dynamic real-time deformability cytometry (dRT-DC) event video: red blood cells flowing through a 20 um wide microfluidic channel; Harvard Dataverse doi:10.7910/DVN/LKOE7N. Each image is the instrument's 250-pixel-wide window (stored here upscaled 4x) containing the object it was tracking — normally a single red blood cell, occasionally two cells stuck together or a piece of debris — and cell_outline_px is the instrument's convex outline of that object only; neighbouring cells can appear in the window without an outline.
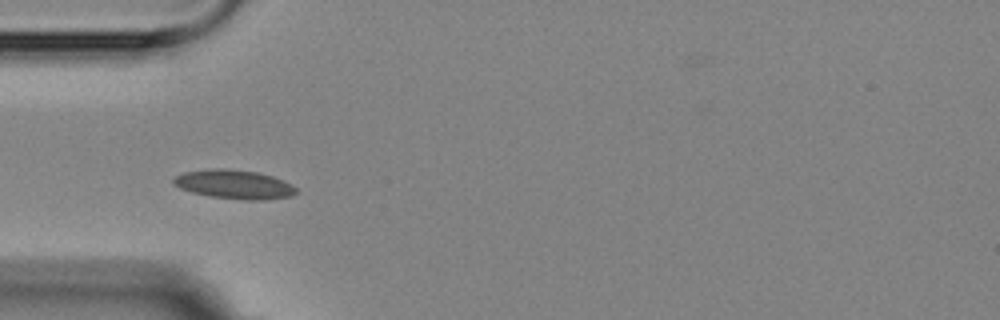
{"species": "Egyptian fruit bat (a non-hibernating species)", "species_latin": "Rousettus aegyptiacus", "temperature_condition": "room temperature", "stored_images_in_passage": 11, "camera_frame_rate_fps": 3000, "um_per_image_px": 0.085, "animal": {"sex": "female"}, "frame": {"image": 1, "passage_image": 5, "time_ms": 4.333, "image_size_px": [1000, 320], "cell_outline_px": [[300, 192], [292, 196], [264, 200], [244, 200], [212, 196], [192, 192], [180, 188], [172, 184], [172, 180], [176, 176], [184, 172], [212, 168], [220, 168], [256, 172], [272, 176], [292, 184]], "centroid_in_image_um": [19.93, 15.68], "position_along_channel_um": 65.1, "area_um2": 20.69}}
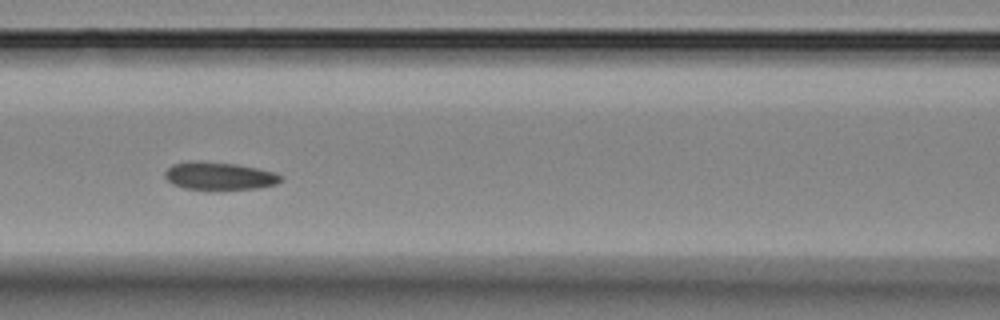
{"frame": {"image": 2, "passage_image": 7, "time_ms": 6.667, "image_size_px": [1000, 320], "cell_outline_px": [[284, 176], [276, 184], [256, 188], [184, 188], [172, 184], [164, 176], [164, 172], [172, 164], [192, 160], [200, 160], [236, 164], [276, 172]], "centroid_in_image_um": [18.61, 14.92], "position_along_channel_um": 148.0, "area_um2": 18.5}}
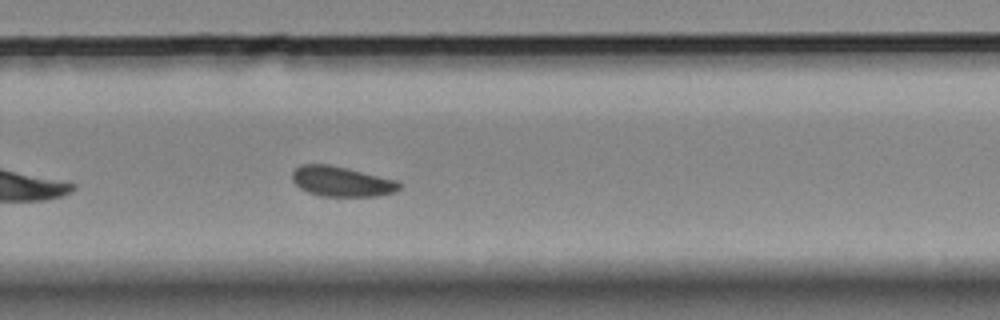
{"frame": {"image": 3, "passage_image": 11, "time_ms": 11.0, "image_size_px": [1000, 320], "cell_outline_px": [[400, 188], [396, 192], [376, 196], [320, 196], [308, 192], [300, 188], [292, 180], [292, 172], [300, 164], [328, 164], [348, 168], [396, 180], [400, 184]], "centroid_in_image_um": [29.02, 15.42], "position_along_channel_um": 300.8, "area_um2": 18.79}}